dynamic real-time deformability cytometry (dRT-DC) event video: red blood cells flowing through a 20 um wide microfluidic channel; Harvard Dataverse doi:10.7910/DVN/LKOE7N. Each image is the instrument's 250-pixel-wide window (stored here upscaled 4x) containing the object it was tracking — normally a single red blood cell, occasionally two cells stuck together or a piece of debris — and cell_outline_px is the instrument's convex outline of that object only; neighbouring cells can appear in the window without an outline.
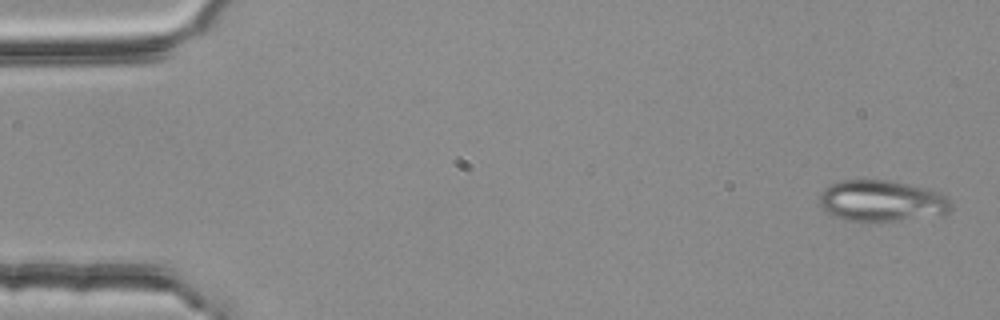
{"species": "common noctule bat (a hibernating species)", "species_latin": "Nyctalus noctula", "temperature_condition": "room temperature", "stored_images_in_passage": 5, "segment_of_instrument_passage": [2, 2], "camera_frame_rate_fps": 3000, "um_per_image_px": 0.085, "animal": {"sex": "female", "body_mass_g": 25.1}, "frame": {"image": 1, "passage_image": 5, "time_ms": 1.333, "image_size_px": [1000, 320], "cell_outline_px": [[952, 208], [948, 212], [880, 224], [860, 224], [832, 216], [820, 204], [820, 192], [828, 184], [844, 180], [888, 180], [924, 188], [936, 192], [944, 196], [952, 204]], "centroid_in_image_um": [74.85, 17.12], "position_along_channel_um": 10.1, "area_um2": 32.02}}